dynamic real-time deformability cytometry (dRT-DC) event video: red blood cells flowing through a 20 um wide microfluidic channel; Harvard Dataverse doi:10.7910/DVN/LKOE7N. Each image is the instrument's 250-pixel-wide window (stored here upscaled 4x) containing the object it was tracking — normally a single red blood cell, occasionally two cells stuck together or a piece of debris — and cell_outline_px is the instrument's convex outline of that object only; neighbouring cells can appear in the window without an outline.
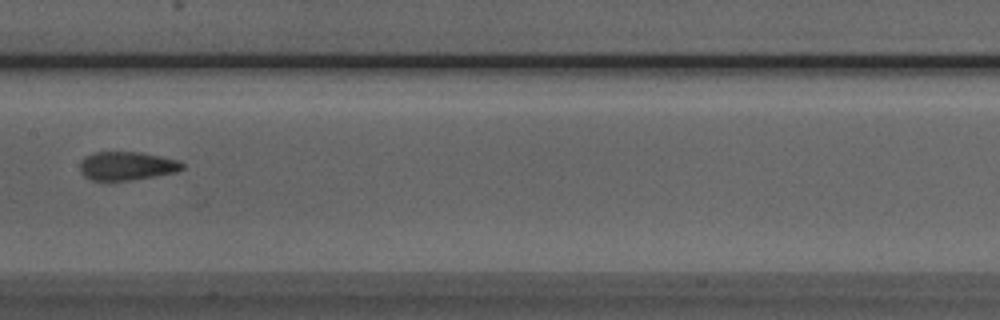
{"species": "Egyptian fruit bat (a non-hibernating species)", "species_latin": "Rousettus aegyptiacus", "temperature_condition": "room temperature", "stored_images_in_passage": 7, "camera_frame_rate_fps": 3000, "um_per_image_px": 0.085, "animal": {"sex": "male"}, "frame": {"image": 1, "passage_image": 7, "time_ms": 7.0, "image_size_px": [1000, 320], "cell_outline_px": [[184, 168], [176, 172], [156, 176], [128, 180], [92, 180], [84, 176], [80, 172], [80, 164], [84, 156], [96, 152], [140, 152], [180, 160], [184, 164]], "centroid_in_image_um": [10.79, 14.1], "position_along_channel_um": 196.6, "area_um2": 17.05}}